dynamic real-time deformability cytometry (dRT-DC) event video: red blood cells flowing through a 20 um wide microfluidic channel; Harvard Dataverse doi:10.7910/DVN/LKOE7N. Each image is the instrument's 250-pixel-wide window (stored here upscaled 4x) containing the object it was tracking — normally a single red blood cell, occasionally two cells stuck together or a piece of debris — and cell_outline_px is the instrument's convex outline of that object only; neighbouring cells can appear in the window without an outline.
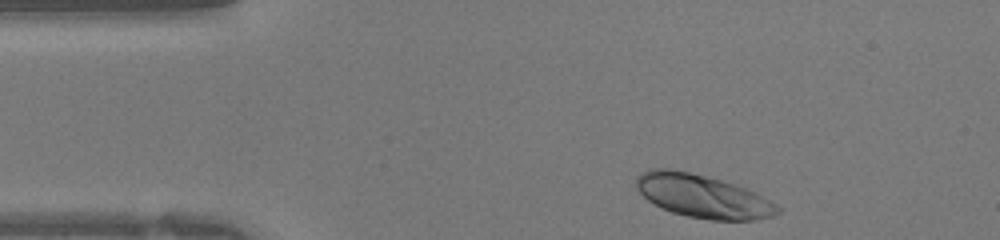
{"species": "human", "species_latin": "Homo sapiens", "temperature_condition": "warm", "stored_images_in_passage": 30, "camera_frame_rate_fps": 3000, "um_per_image_px": 0.085, "donor": {"sex": "female"}, "frame": {"image": 1, "passage_image": 1, "time_ms": 0.0, "image_size_px": [1000, 240], "cell_outline_px": [[780, 212], [772, 216], [756, 220], [712, 220], [688, 216], [672, 212], [648, 200], [636, 188], [636, 176], [648, 168], [668, 168], [688, 172], [720, 180], [744, 188], [776, 204], [780, 208]], "centroid_in_image_um": [59.69, 16.67], "position_along_channel_um": 25.3, "area_um2": 34.97}}
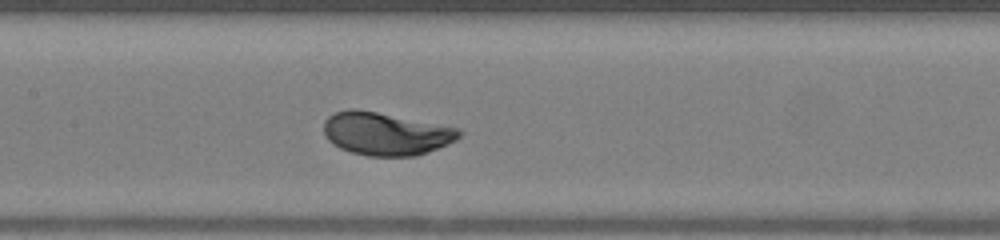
{"frame": {"image": 2, "passage_image": 14, "time_ms": 4.333, "image_size_px": [1000, 240], "cell_outline_px": [[464, 132], [456, 140], [448, 144], [428, 152], [416, 156], [368, 156], [352, 152], [340, 148], [332, 144], [328, 140], [324, 132], [324, 120], [328, 116], [336, 112], [348, 108], [352, 108], [376, 112], [460, 128]], "centroid_in_image_um": [32.8, 11.37], "position_along_channel_um": 174.6, "area_um2": 33.87}}
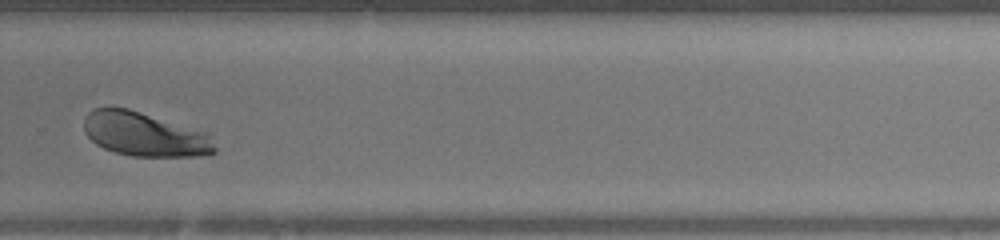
{"frame": {"image": 3, "passage_image": 23, "time_ms": 7.333, "image_size_px": [1000, 240], "cell_outline_px": [[216, 152], [212, 156], [132, 156], [116, 152], [104, 148], [96, 144], [84, 132], [84, 120], [88, 112], [92, 108], [128, 108], [212, 132], [216, 148]], "centroid_in_image_um": [12.4, 11.41], "position_along_channel_um": 317.4, "area_um2": 34.33}}